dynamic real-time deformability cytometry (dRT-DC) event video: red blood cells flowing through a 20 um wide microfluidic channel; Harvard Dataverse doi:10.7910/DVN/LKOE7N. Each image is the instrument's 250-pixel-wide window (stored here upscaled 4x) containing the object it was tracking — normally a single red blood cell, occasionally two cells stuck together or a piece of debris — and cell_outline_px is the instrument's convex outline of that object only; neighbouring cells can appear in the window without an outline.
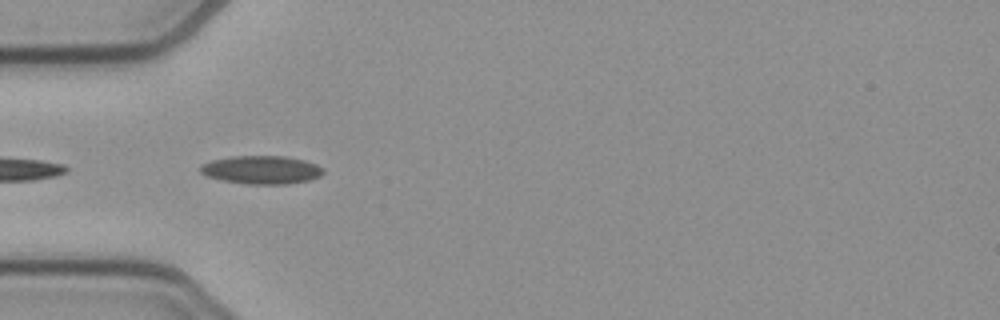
{"species": "common noctule bat (a hibernating species)", "species_latin": "Nyctalus noctula", "temperature_condition": "cold", "stored_images_in_passage": 12, "camera_frame_rate_fps": 3000, "um_per_image_px": 0.085, "animal": {"sex": "female", "body_mass_g": 21.9}, "frame": {"image": 1, "passage_image": 3, "time_ms": 0.667, "image_size_px": [1000, 320], "cell_outline_px": [[324, 172], [320, 176], [308, 180], [288, 184], [244, 184], [224, 180], [208, 176], [200, 172], [200, 164], [212, 160], [232, 156], [284, 156], [304, 160], [316, 164], [324, 168]], "centroid_in_image_um": [22.24, 14.43], "position_along_channel_um": 62.8, "area_um2": 20.23}}